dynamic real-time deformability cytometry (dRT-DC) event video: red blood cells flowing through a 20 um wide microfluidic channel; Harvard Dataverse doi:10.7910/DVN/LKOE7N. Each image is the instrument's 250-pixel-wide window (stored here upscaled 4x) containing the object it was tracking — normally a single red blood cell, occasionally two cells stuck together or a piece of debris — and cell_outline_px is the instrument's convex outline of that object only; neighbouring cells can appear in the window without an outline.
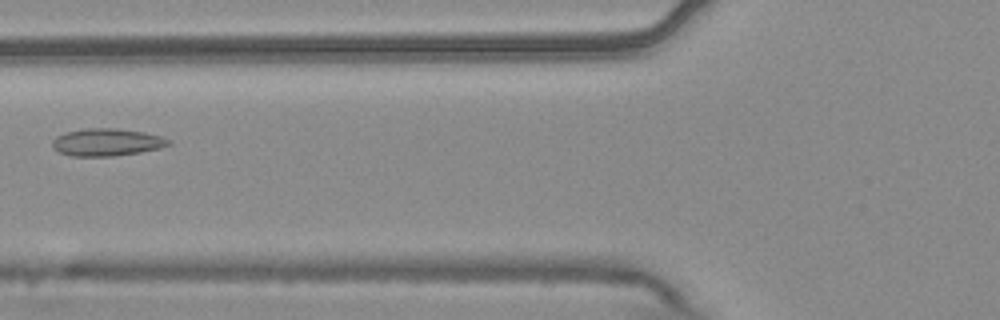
{"species": "common noctule bat (a hibernating species)", "species_latin": "Nyctalus noctula", "temperature_condition": "warm", "stored_images_in_passage": 6, "camera_frame_rate_fps": 3000, "um_per_image_px": 0.085, "animal": {"sex": "male", "body_mass_g": 20.4}, "frame": {"image": 1, "passage_image": 6, "time_ms": 1.667, "image_size_px": [1000, 320], "cell_outline_px": [[172, 144], [160, 148], [140, 152], [116, 156], [72, 156], [60, 152], [52, 148], [52, 140], [56, 136], [68, 132], [84, 128], [116, 128], [144, 132], [160, 136], [172, 140]], "centroid_in_image_um": [9.1, 12.09], "position_along_channel_um": 116.7, "area_um2": 18.67}}